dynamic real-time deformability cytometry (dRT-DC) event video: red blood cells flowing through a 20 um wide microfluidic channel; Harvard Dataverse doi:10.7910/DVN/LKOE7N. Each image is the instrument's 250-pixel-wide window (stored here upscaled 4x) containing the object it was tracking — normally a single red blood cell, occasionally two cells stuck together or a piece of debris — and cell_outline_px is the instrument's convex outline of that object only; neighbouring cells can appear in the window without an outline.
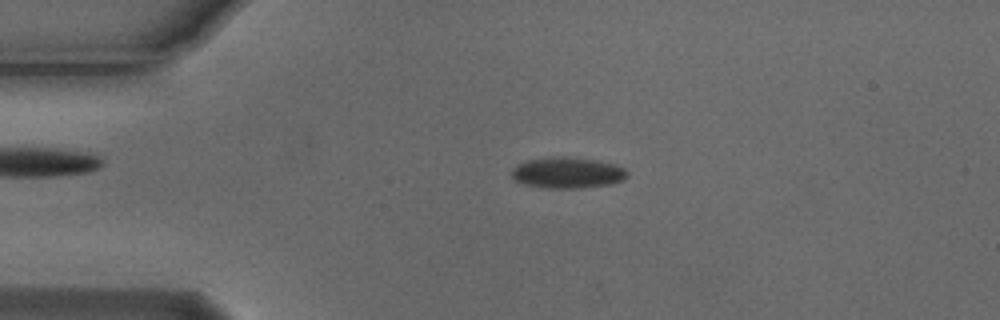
{"species": "Egyptian fruit bat (a non-hibernating species)", "species_latin": "Rousettus aegyptiacus", "temperature_condition": "cold", "stored_images_in_passage": 4, "camera_frame_rate_fps": 3000, "um_per_image_px": 0.085, "animal": {"sex": "male"}, "frame": {"image": 1, "passage_image": 3, "time_ms": 0.667, "image_size_px": [1000, 320], "cell_outline_px": [[628, 176], [624, 180], [612, 184], [580, 188], [548, 188], [524, 184], [516, 180], [512, 176], [512, 168], [516, 164], [528, 160], [552, 156], [564, 156], [596, 160], [616, 164], [624, 168], [628, 172]], "centroid_in_image_um": [48.26, 14.67], "position_along_channel_um": 36.7, "area_um2": 21.1}}
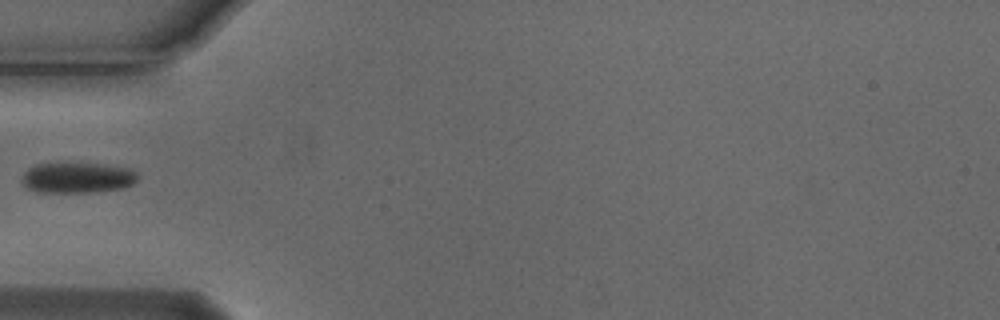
{"frame": {"image": 2, "passage_image": 4, "time_ms": 1.0, "image_size_px": [1000, 320], "cell_outline_px": [[136, 180], [132, 184], [120, 188], [92, 192], [36, 192], [28, 188], [20, 180], [24, 172], [28, 168], [36, 164], [104, 164], [128, 168], [136, 172]], "centroid_in_image_um": [6.53, 15.11], "position_along_channel_um": 78.5, "area_um2": 20.35}}